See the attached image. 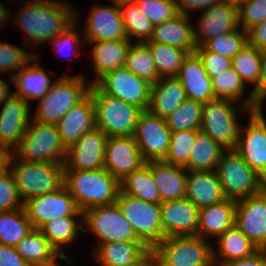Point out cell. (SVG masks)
<instances>
[{"label": "cell", "instance_id": "obj_31", "mask_svg": "<svg viewBox=\"0 0 266 266\" xmlns=\"http://www.w3.org/2000/svg\"><path fill=\"white\" fill-rule=\"evenodd\" d=\"M191 16L178 14L173 19L154 25L151 42L172 45L189 53L197 49L194 41V23Z\"/></svg>", "mask_w": 266, "mask_h": 266}, {"label": "cell", "instance_id": "obj_37", "mask_svg": "<svg viewBox=\"0 0 266 266\" xmlns=\"http://www.w3.org/2000/svg\"><path fill=\"white\" fill-rule=\"evenodd\" d=\"M212 88L215 98L232 100L254 111V99L251 90L249 93L247 92L248 86L232 67L212 78Z\"/></svg>", "mask_w": 266, "mask_h": 266}, {"label": "cell", "instance_id": "obj_24", "mask_svg": "<svg viewBox=\"0 0 266 266\" xmlns=\"http://www.w3.org/2000/svg\"><path fill=\"white\" fill-rule=\"evenodd\" d=\"M131 44L129 40L86 41V45L91 46L87 52L92 63L89 66L94 71V78L88 80L89 83L95 84L106 73L124 67Z\"/></svg>", "mask_w": 266, "mask_h": 266}, {"label": "cell", "instance_id": "obj_33", "mask_svg": "<svg viewBox=\"0 0 266 266\" xmlns=\"http://www.w3.org/2000/svg\"><path fill=\"white\" fill-rule=\"evenodd\" d=\"M185 100V90L176 77H161L157 83L151 85L147 111L165 119Z\"/></svg>", "mask_w": 266, "mask_h": 266}, {"label": "cell", "instance_id": "obj_21", "mask_svg": "<svg viewBox=\"0 0 266 266\" xmlns=\"http://www.w3.org/2000/svg\"><path fill=\"white\" fill-rule=\"evenodd\" d=\"M0 107V146L14 150L32 121V105L12 94Z\"/></svg>", "mask_w": 266, "mask_h": 266}, {"label": "cell", "instance_id": "obj_6", "mask_svg": "<svg viewBox=\"0 0 266 266\" xmlns=\"http://www.w3.org/2000/svg\"><path fill=\"white\" fill-rule=\"evenodd\" d=\"M23 203L28 199L58 191L64 184V164L12 159L11 171Z\"/></svg>", "mask_w": 266, "mask_h": 266}, {"label": "cell", "instance_id": "obj_26", "mask_svg": "<svg viewBox=\"0 0 266 266\" xmlns=\"http://www.w3.org/2000/svg\"><path fill=\"white\" fill-rule=\"evenodd\" d=\"M176 78L183 86L187 99L202 104L215 99L212 79L206 73L203 62L196 52L188 54Z\"/></svg>", "mask_w": 266, "mask_h": 266}, {"label": "cell", "instance_id": "obj_16", "mask_svg": "<svg viewBox=\"0 0 266 266\" xmlns=\"http://www.w3.org/2000/svg\"><path fill=\"white\" fill-rule=\"evenodd\" d=\"M110 4L91 6L81 29L85 41L128 40L119 6Z\"/></svg>", "mask_w": 266, "mask_h": 266}, {"label": "cell", "instance_id": "obj_35", "mask_svg": "<svg viewBox=\"0 0 266 266\" xmlns=\"http://www.w3.org/2000/svg\"><path fill=\"white\" fill-rule=\"evenodd\" d=\"M213 262L225 263L248 257L259 248L236 225L218 236L213 242Z\"/></svg>", "mask_w": 266, "mask_h": 266}, {"label": "cell", "instance_id": "obj_53", "mask_svg": "<svg viewBox=\"0 0 266 266\" xmlns=\"http://www.w3.org/2000/svg\"><path fill=\"white\" fill-rule=\"evenodd\" d=\"M254 99V111L265 109L266 104V49L261 50V71L257 85L251 90Z\"/></svg>", "mask_w": 266, "mask_h": 266}, {"label": "cell", "instance_id": "obj_56", "mask_svg": "<svg viewBox=\"0 0 266 266\" xmlns=\"http://www.w3.org/2000/svg\"><path fill=\"white\" fill-rule=\"evenodd\" d=\"M0 266H30L13 246L0 244Z\"/></svg>", "mask_w": 266, "mask_h": 266}, {"label": "cell", "instance_id": "obj_29", "mask_svg": "<svg viewBox=\"0 0 266 266\" xmlns=\"http://www.w3.org/2000/svg\"><path fill=\"white\" fill-rule=\"evenodd\" d=\"M147 164L151 168L161 203L185 198L188 171L184 167L164 161H149Z\"/></svg>", "mask_w": 266, "mask_h": 266}, {"label": "cell", "instance_id": "obj_51", "mask_svg": "<svg viewBox=\"0 0 266 266\" xmlns=\"http://www.w3.org/2000/svg\"><path fill=\"white\" fill-rule=\"evenodd\" d=\"M15 179L11 172L0 177V212L23 207Z\"/></svg>", "mask_w": 266, "mask_h": 266}, {"label": "cell", "instance_id": "obj_50", "mask_svg": "<svg viewBox=\"0 0 266 266\" xmlns=\"http://www.w3.org/2000/svg\"><path fill=\"white\" fill-rule=\"evenodd\" d=\"M238 25L244 31L266 20V0H246L238 7Z\"/></svg>", "mask_w": 266, "mask_h": 266}, {"label": "cell", "instance_id": "obj_49", "mask_svg": "<svg viewBox=\"0 0 266 266\" xmlns=\"http://www.w3.org/2000/svg\"><path fill=\"white\" fill-rule=\"evenodd\" d=\"M135 4L154 25L178 15L175 0H139Z\"/></svg>", "mask_w": 266, "mask_h": 266}, {"label": "cell", "instance_id": "obj_60", "mask_svg": "<svg viewBox=\"0 0 266 266\" xmlns=\"http://www.w3.org/2000/svg\"><path fill=\"white\" fill-rule=\"evenodd\" d=\"M5 76H0V105H2L12 94L10 83L4 81Z\"/></svg>", "mask_w": 266, "mask_h": 266}, {"label": "cell", "instance_id": "obj_57", "mask_svg": "<svg viewBox=\"0 0 266 266\" xmlns=\"http://www.w3.org/2000/svg\"><path fill=\"white\" fill-rule=\"evenodd\" d=\"M248 43L259 50L266 49V20L254 25L247 31Z\"/></svg>", "mask_w": 266, "mask_h": 266}, {"label": "cell", "instance_id": "obj_58", "mask_svg": "<svg viewBox=\"0 0 266 266\" xmlns=\"http://www.w3.org/2000/svg\"><path fill=\"white\" fill-rule=\"evenodd\" d=\"M14 157L12 149L0 146V177L11 171V163Z\"/></svg>", "mask_w": 266, "mask_h": 266}, {"label": "cell", "instance_id": "obj_41", "mask_svg": "<svg viewBox=\"0 0 266 266\" xmlns=\"http://www.w3.org/2000/svg\"><path fill=\"white\" fill-rule=\"evenodd\" d=\"M124 67L134 75L155 84L160 76L149 48L144 43H132Z\"/></svg>", "mask_w": 266, "mask_h": 266}, {"label": "cell", "instance_id": "obj_1", "mask_svg": "<svg viewBox=\"0 0 266 266\" xmlns=\"http://www.w3.org/2000/svg\"><path fill=\"white\" fill-rule=\"evenodd\" d=\"M18 9L12 25L24 32L28 41L22 42L35 55L36 47L45 46L75 21V6L67 0H27Z\"/></svg>", "mask_w": 266, "mask_h": 266}, {"label": "cell", "instance_id": "obj_34", "mask_svg": "<svg viewBox=\"0 0 266 266\" xmlns=\"http://www.w3.org/2000/svg\"><path fill=\"white\" fill-rule=\"evenodd\" d=\"M149 249L142 241H112L98 245L90 254L97 266H126L138 261Z\"/></svg>", "mask_w": 266, "mask_h": 266}, {"label": "cell", "instance_id": "obj_64", "mask_svg": "<svg viewBox=\"0 0 266 266\" xmlns=\"http://www.w3.org/2000/svg\"><path fill=\"white\" fill-rule=\"evenodd\" d=\"M220 2H226V3H231L233 5H236L237 7L243 3L246 0H219Z\"/></svg>", "mask_w": 266, "mask_h": 266}, {"label": "cell", "instance_id": "obj_44", "mask_svg": "<svg viewBox=\"0 0 266 266\" xmlns=\"http://www.w3.org/2000/svg\"><path fill=\"white\" fill-rule=\"evenodd\" d=\"M119 8L128 40L132 43L149 41L153 34L154 24L140 12L137 5L130 4Z\"/></svg>", "mask_w": 266, "mask_h": 266}, {"label": "cell", "instance_id": "obj_43", "mask_svg": "<svg viewBox=\"0 0 266 266\" xmlns=\"http://www.w3.org/2000/svg\"><path fill=\"white\" fill-rule=\"evenodd\" d=\"M232 68L245 85L254 88L260 77L261 50L247 44L232 58Z\"/></svg>", "mask_w": 266, "mask_h": 266}, {"label": "cell", "instance_id": "obj_45", "mask_svg": "<svg viewBox=\"0 0 266 266\" xmlns=\"http://www.w3.org/2000/svg\"><path fill=\"white\" fill-rule=\"evenodd\" d=\"M203 105L201 102L186 98L174 112L165 118L170 131L200 130Z\"/></svg>", "mask_w": 266, "mask_h": 266}, {"label": "cell", "instance_id": "obj_23", "mask_svg": "<svg viewBox=\"0 0 266 266\" xmlns=\"http://www.w3.org/2000/svg\"><path fill=\"white\" fill-rule=\"evenodd\" d=\"M160 209L164 238L197 235L199 208L189 199L162 202Z\"/></svg>", "mask_w": 266, "mask_h": 266}, {"label": "cell", "instance_id": "obj_36", "mask_svg": "<svg viewBox=\"0 0 266 266\" xmlns=\"http://www.w3.org/2000/svg\"><path fill=\"white\" fill-rule=\"evenodd\" d=\"M226 149L199 130L188 159V171H215Z\"/></svg>", "mask_w": 266, "mask_h": 266}, {"label": "cell", "instance_id": "obj_40", "mask_svg": "<svg viewBox=\"0 0 266 266\" xmlns=\"http://www.w3.org/2000/svg\"><path fill=\"white\" fill-rule=\"evenodd\" d=\"M160 77H177L183 61L189 52L182 48L157 42L146 41Z\"/></svg>", "mask_w": 266, "mask_h": 266}, {"label": "cell", "instance_id": "obj_30", "mask_svg": "<svg viewBox=\"0 0 266 266\" xmlns=\"http://www.w3.org/2000/svg\"><path fill=\"white\" fill-rule=\"evenodd\" d=\"M15 248L30 266H60L58 259L71 266L39 229L30 230Z\"/></svg>", "mask_w": 266, "mask_h": 266}, {"label": "cell", "instance_id": "obj_28", "mask_svg": "<svg viewBox=\"0 0 266 266\" xmlns=\"http://www.w3.org/2000/svg\"><path fill=\"white\" fill-rule=\"evenodd\" d=\"M236 201L231 199L199 209L197 235L212 242L235 225Z\"/></svg>", "mask_w": 266, "mask_h": 266}, {"label": "cell", "instance_id": "obj_52", "mask_svg": "<svg viewBox=\"0 0 266 266\" xmlns=\"http://www.w3.org/2000/svg\"><path fill=\"white\" fill-rule=\"evenodd\" d=\"M201 58L206 73L212 79L221 72L232 67V59L209 51L205 46L197 47L195 51Z\"/></svg>", "mask_w": 266, "mask_h": 266}, {"label": "cell", "instance_id": "obj_4", "mask_svg": "<svg viewBox=\"0 0 266 266\" xmlns=\"http://www.w3.org/2000/svg\"><path fill=\"white\" fill-rule=\"evenodd\" d=\"M251 112L250 108L232 100L215 98L203 105L200 130L223 148L235 149L241 124L244 123L239 119Z\"/></svg>", "mask_w": 266, "mask_h": 266}, {"label": "cell", "instance_id": "obj_61", "mask_svg": "<svg viewBox=\"0 0 266 266\" xmlns=\"http://www.w3.org/2000/svg\"><path fill=\"white\" fill-rule=\"evenodd\" d=\"M10 13V9L0 1V30L6 28V25H10L11 18H13Z\"/></svg>", "mask_w": 266, "mask_h": 266}, {"label": "cell", "instance_id": "obj_63", "mask_svg": "<svg viewBox=\"0 0 266 266\" xmlns=\"http://www.w3.org/2000/svg\"><path fill=\"white\" fill-rule=\"evenodd\" d=\"M110 1H113L116 5L121 7L125 5L135 4L139 0H110Z\"/></svg>", "mask_w": 266, "mask_h": 266}, {"label": "cell", "instance_id": "obj_62", "mask_svg": "<svg viewBox=\"0 0 266 266\" xmlns=\"http://www.w3.org/2000/svg\"><path fill=\"white\" fill-rule=\"evenodd\" d=\"M259 193L266 195V169L259 174Z\"/></svg>", "mask_w": 266, "mask_h": 266}, {"label": "cell", "instance_id": "obj_20", "mask_svg": "<svg viewBox=\"0 0 266 266\" xmlns=\"http://www.w3.org/2000/svg\"><path fill=\"white\" fill-rule=\"evenodd\" d=\"M235 225L259 249H266V195L237 200Z\"/></svg>", "mask_w": 266, "mask_h": 266}, {"label": "cell", "instance_id": "obj_11", "mask_svg": "<svg viewBox=\"0 0 266 266\" xmlns=\"http://www.w3.org/2000/svg\"><path fill=\"white\" fill-rule=\"evenodd\" d=\"M116 202L132 225L136 236L149 248H154L164 239L160 204L146 202L121 191Z\"/></svg>", "mask_w": 266, "mask_h": 266}, {"label": "cell", "instance_id": "obj_39", "mask_svg": "<svg viewBox=\"0 0 266 266\" xmlns=\"http://www.w3.org/2000/svg\"><path fill=\"white\" fill-rule=\"evenodd\" d=\"M32 229L24 207L0 212V244L15 247Z\"/></svg>", "mask_w": 266, "mask_h": 266}, {"label": "cell", "instance_id": "obj_42", "mask_svg": "<svg viewBox=\"0 0 266 266\" xmlns=\"http://www.w3.org/2000/svg\"><path fill=\"white\" fill-rule=\"evenodd\" d=\"M80 11L75 9V21L67 28L65 29L61 34L56 36L54 39H52L48 44H50L51 49H53V52L58 53V56L62 58H72L80 56V54L84 51L82 47L86 45L85 38L81 34L82 31L79 26L81 22V15ZM81 32V33H79ZM81 34V35H80ZM82 36V37H80ZM84 44V45H82ZM80 51V52H79ZM75 54V55H74ZM78 54V55H77Z\"/></svg>", "mask_w": 266, "mask_h": 266}, {"label": "cell", "instance_id": "obj_8", "mask_svg": "<svg viewBox=\"0 0 266 266\" xmlns=\"http://www.w3.org/2000/svg\"><path fill=\"white\" fill-rule=\"evenodd\" d=\"M211 243L199 235L165 237L153 248L156 266H215Z\"/></svg>", "mask_w": 266, "mask_h": 266}, {"label": "cell", "instance_id": "obj_19", "mask_svg": "<svg viewBox=\"0 0 266 266\" xmlns=\"http://www.w3.org/2000/svg\"><path fill=\"white\" fill-rule=\"evenodd\" d=\"M107 136L98 128L83 134L67 148L64 170H93L104 168Z\"/></svg>", "mask_w": 266, "mask_h": 266}, {"label": "cell", "instance_id": "obj_22", "mask_svg": "<svg viewBox=\"0 0 266 266\" xmlns=\"http://www.w3.org/2000/svg\"><path fill=\"white\" fill-rule=\"evenodd\" d=\"M39 53L36 54L19 72L12 77V85L15 87L13 95L24 101L32 102L41 99L53 86V71H46L40 62ZM48 72V74H47ZM53 75V76H52ZM54 79V80H53Z\"/></svg>", "mask_w": 266, "mask_h": 266}, {"label": "cell", "instance_id": "obj_46", "mask_svg": "<svg viewBox=\"0 0 266 266\" xmlns=\"http://www.w3.org/2000/svg\"><path fill=\"white\" fill-rule=\"evenodd\" d=\"M22 45L23 47H19L8 41L0 40V76L9 74L8 81L11 84L15 73L19 72L35 56L25 44L22 43Z\"/></svg>", "mask_w": 266, "mask_h": 266}, {"label": "cell", "instance_id": "obj_3", "mask_svg": "<svg viewBox=\"0 0 266 266\" xmlns=\"http://www.w3.org/2000/svg\"><path fill=\"white\" fill-rule=\"evenodd\" d=\"M84 73L68 74L56 79L51 89L38 101L32 113V120L43 124H57L58 121L88 93L91 84Z\"/></svg>", "mask_w": 266, "mask_h": 266}, {"label": "cell", "instance_id": "obj_25", "mask_svg": "<svg viewBox=\"0 0 266 266\" xmlns=\"http://www.w3.org/2000/svg\"><path fill=\"white\" fill-rule=\"evenodd\" d=\"M58 134L66 148L76 143L84 133L96 128L95 107L88 93L56 124Z\"/></svg>", "mask_w": 266, "mask_h": 266}, {"label": "cell", "instance_id": "obj_17", "mask_svg": "<svg viewBox=\"0 0 266 266\" xmlns=\"http://www.w3.org/2000/svg\"><path fill=\"white\" fill-rule=\"evenodd\" d=\"M196 22L193 24L194 41L201 47L211 39L239 28L237 6L219 1L201 12Z\"/></svg>", "mask_w": 266, "mask_h": 266}, {"label": "cell", "instance_id": "obj_59", "mask_svg": "<svg viewBox=\"0 0 266 266\" xmlns=\"http://www.w3.org/2000/svg\"><path fill=\"white\" fill-rule=\"evenodd\" d=\"M126 266H156V257L153 248H150L138 261Z\"/></svg>", "mask_w": 266, "mask_h": 266}, {"label": "cell", "instance_id": "obj_54", "mask_svg": "<svg viewBox=\"0 0 266 266\" xmlns=\"http://www.w3.org/2000/svg\"><path fill=\"white\" fill-rule=\"evenodd\" d=\"M219 0H175L178 14L190 16V12H203L205 9L217 4Z\"/></svg>", "mask_w": 266, "mask_h": 266}, {"label": "cell", "instance_id": "obj_47", "mask_svg": "<svg viewBox=\"0 0 266 266\" xmlns=\"http://www.w3.org/2000/svg\"><path fill=\"white\" fill-rule=\"evenodd\" d=\"M198 131L199 130H184L172 132L169 149L164 162L184 167L188 171V159Z\"/></svg>", "mask_w": 266, "mask_h": 266}, {"label": "cell", "instance_id": "obj_14", "mask_svg": "<svg viewBox=\"0 0 266 266\" xmlns=\"http://www.w3.org/2000/svg\"><path fill=\"white\" fill-rule=\"evenodd\" d=\"M171 133L165 119L148 111L139 115L133 137L146 163L165 160Z\"/></svg>", "mask_w": 266, "mask_h": 266}, {"label": "cell", "instance_id": "obj_9", "mask_svg": "<svg viewBox=\"0 0 266 266\" xmlns=\"http://www.w3.org/2000/svg\"><path fill=\"white\" fill-rule=\"evenodd\" d=\"M87 231L96 239L92 251L106 242L141 241L117 202L84 210L83 234Z\"/></svg>", "mask_w": 266, "mask_h": 266}, {"label": "cell", "instance_id": "obj_27", "mask_svg": "<svg viewBox=\"0 0 266 266\" xmlns=\"http://www.w3.org/2000/svg\"><path fill=\"white\" fill-rule=\"evenodd\" d=\"M39 230L58 252L75 266L73 256L68 255L65 249L73 247L81 234L83 235V216L56 217L43 224Z\"/></svg>", "mask_w": 266, "mask_h": 266}, {"label": "cell", "instance_id": "obj_5", "mask_svg": "<svg viewBox=\"0 0 266 266\" xmlns=\"http://www.w3.org/2000/svg\"><path fill=\"white\" fill-rule=\"evenodd\" d=\"M94 107L96 128L107 137L133 136L140 108L103 93L95 84L89 89Z\"/></svg>", "mask_w": 266, "mask_h": 266}, {"label": "cell", "instance_id": "obj_18", "mask_svg": "<svg viewBox=\"0 0 266 266\" xmlns=\"http://www.w3.org/2000/svg\"><path fill=\"white\" fill-rule=\"evenodd\" d=\"M146 162L133 136L108 137L105 144L104 169L121 182Z\"/></svg>", "mask_w": 266, "mask_h": 266}, {"label": "cell", "instance_id": "obj_2", "mask_svg": "<svg viewBox=\"0 0 266 266\" xmlns=\"http://www.w3.org/2000/svg\"><path fill=\"white\" fill-rule=\"evenodd\" d=\"M80 211L116 202L120 182L106 169L64 170V184Z\"/></svg>", "mask_w": 266, "mask_h": 266}, {"label": "cell", "instance_id": "obj_38", "mask_svg": "<svg viewBox=\"0 0 266 266\" xmlns=\"http://www.w3.org/2000/svg\"><path fill=\"white\" fill-rule=\"evenodd\" d=\"M120 191L146 202L161 204L159 191L147 163L131 172L120 182Z\"/></svg>", "mask_w": 266, "mask_h": 266}, {"label": "cell", "instance_id": "obj_10", "mask_svg": "<svg viewBox=\"0 0 266 266\" xmlns=\"http://www.w3.org/2000/svg\"><path fill=\"white\" fill-rule=\"evenodd\" d=\"M227 199L241 200L259 194V173L235 149H226L215 170Z\"/></svg>", "mask_w": 266, "mask_h": 266}, {"label": "cell", "instance_id": "obj_15", "mask_svg": "<svg viewBox=\"0 0 266 266\" xmlns=\"http://www.w3.org/2000/svg\"><path fill=\"white\" fill-rule=\"evenodd\" d=\"M23 207L34 229H39L56 217L83 216V212L78 209L74 198L64 186L53 193L28 199Z\"/></svg>", "mask_w": 266, "mask_h": 266}, {"label": "cell", "instance_id": "obj_7", "mask_svg": "<svg viewBox=\"0 0 266 266\" xmlns=\"http://www.w3.org/2000/svg\"><path fill=\"white\" fill-rule=\"evenodd\" d=\"M13 152L16 158L29 162L64 164L67 148L55 124L32 120Z\"/></svg>", "mask_w": 266, "mask_h": 266}, {"label": "cell", "instance_id": "obj_13", "mask_svg": "<svg viewBox=\"0 0 266 266\" xmlns=\"http://www.w3.org/2000/svg\"><path fill=\"white\" fill-rule=\"evenodd\" d=\"M266 111H252L243 125L235 150L259 174L266 169Z\"/></svg>", "mask_w": 266, "mask_h": 266}, {"label": "cell", "instance_id": "obj_55", "mask_svg": "<svg viewBox=\"0 0 266 266\" xmlns=\"http://www.w3.org/2000/svg\"><path fill=\"white\" fill-rule=\"evenodd\" d=\"M215 266H266V249H258L255 253L239 260L225 263H214Z\"/></svg>", "mask_w": 266, "mask_h": 266}, {"label": "cell", "instance_id": "obj_48", "mask_svg": "<svg viewBox=\"0 0 266 266\" xmlns=\"http://www.w3.org/2000/svg\"><path fill=\"white\" fill-rule=\"evenodd\" d=\"M247 42V32L239 27L233 32L211 39L204 46L211 52L232 59Z\"/></svg>", "mask_w": 266, "mask_h": 266}, {"label": "cell", "instance_id": "obj_12", "mask_svg": "<svg viewBox=\"0 0 266 266\" xmlns=\"http://www.w3.org/2000/svg\"><path fill=\"white\" fill-rule=\"evenodd\" d=\"M95 85L106 94L147 111L151 85L125 67L114 69L101 77Z\"/></svg>", "mask_w": 266, "mask_h": 266}, {"label": "cell", "instance_id": "obj_32", "mask_svg": "<svg viewBox=\"0 0 266 266\" xmlns=\"http://www.w3.org/2000/svg\"><path fill=\"white\" fill-rule=\"evenodd\" d=\"M185 198L199 209L227 199L215 171H188Z\"/></svg>", "mask_w": 266, "mask_h": 266}]
</instances>
